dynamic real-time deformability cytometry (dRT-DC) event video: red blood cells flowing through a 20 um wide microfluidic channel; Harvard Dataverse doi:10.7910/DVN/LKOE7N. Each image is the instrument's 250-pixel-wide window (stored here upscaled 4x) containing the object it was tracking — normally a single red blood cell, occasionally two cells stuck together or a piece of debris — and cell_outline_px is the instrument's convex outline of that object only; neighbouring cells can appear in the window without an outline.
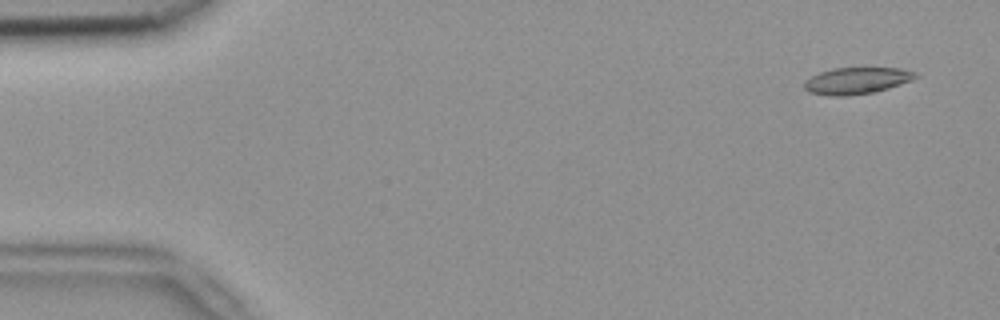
{"species": "common noctule bat (a hibernating species)", "species_latin": "Nyctalus noctula", "temperature_condition": "room temperature", "stored_images_in_passage": 6, "camera_frame_rate_fps": 3000, "um_per_image_px": 0.085, "animal": {"sex": "female", "body_mass_g": 18.4}, "frame": {"image": 1, "passage_image": 1, "time_ms": 0.0, "image_size_px": [1000, 320], "cell_outline_px": [[920, 76], [912, 80], [888, 88], [872, 92], [848, 96], [828, 96], [808, 92], [804, 88], [804, 80], [820, 72], [832, 68], [900, 68], [916, 72]], "centroid_in_image_um": [72.8, 6.86], "position_along_channel_um": 12.2, "area_um2": 17.34}}
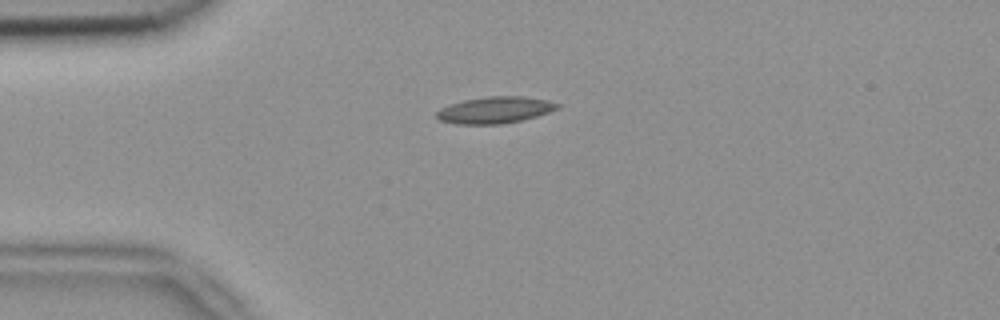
{"frame": {"image": 2, "passage_image": 4, "time_ms": 1.0, "image_size_px": [1000, 320], "cell_outline_px": [[560, 108], [536, 116], [520, 120], [500, 124], [456, 124], [440, 120], [436, 116], [436, 112], [440, 108], [464, 100], [488, 96], [520, 96], [548, 100], [560, 104]], "centroid_in_image_um": [42.07, 9.35], "position_along_channel_um": 42.9, "area_um2": 18.55}}